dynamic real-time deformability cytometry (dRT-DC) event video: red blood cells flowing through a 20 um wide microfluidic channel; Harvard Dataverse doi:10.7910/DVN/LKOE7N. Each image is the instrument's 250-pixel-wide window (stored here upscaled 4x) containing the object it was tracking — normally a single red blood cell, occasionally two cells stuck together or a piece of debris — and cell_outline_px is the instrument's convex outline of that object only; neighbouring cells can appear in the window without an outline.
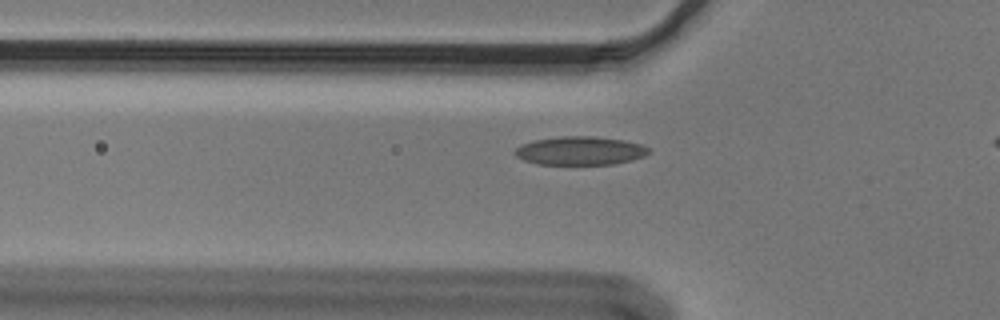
{"species": "Egyptian fruit bat (a non-hibernating species)", "species_latin": "Rousettus aegyptiacus", "temperature_condition": "cold", "stored_images_in_passage": 38, "camera_frame_rate_fps": 3000, "um_per_image_px": 0.085, "animal": {"sex": "male"}, "frame": {"image": 1, "passage_image": 8, "time_ms": 2.333, "image_size_px": [1000, 320], "cell_outline_px": [[652, 152], [644, 156], [632, 160], [612, 164], [536, 164], [524, 160], [516, 156], [512, 152], [520, 144], [532, 140], [560, 136], [592, 136], [624, 140], [640, 144], [652, 148]], "centroid_in_image_um": [49.31, 12.8], "position_along_channel_um": 76.5, "area_um2": 22.48}}
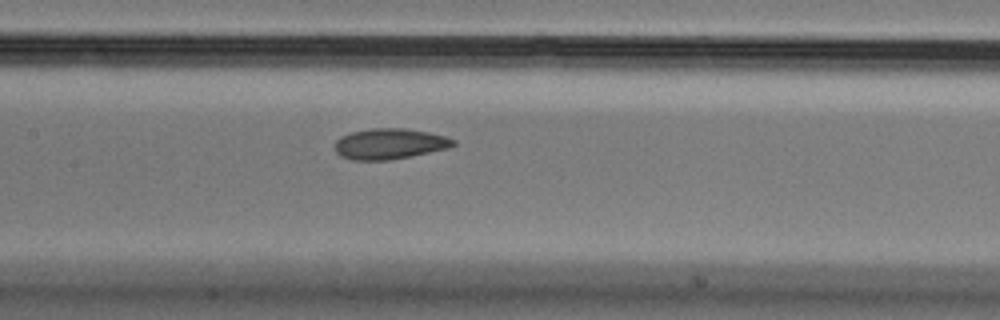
{"frame": {"image": 2, "passage_image": 16, "time_ms": 5.0, "image_size_px": [1000, 320], "cell_outline_px": [[456, 144], [448, 148], [412, 156], [388, 160], [352, 160], [340, 156], [336, 152], [336, 140], [340, 136], [352, 132], [372, 128], [404, 128], [428, 132], [444, 136], [456, 140]], "centroid_in_image_um": [33.11, 12.22], "position_along_channel_um": 174.3, "area_um2": 21.15}}
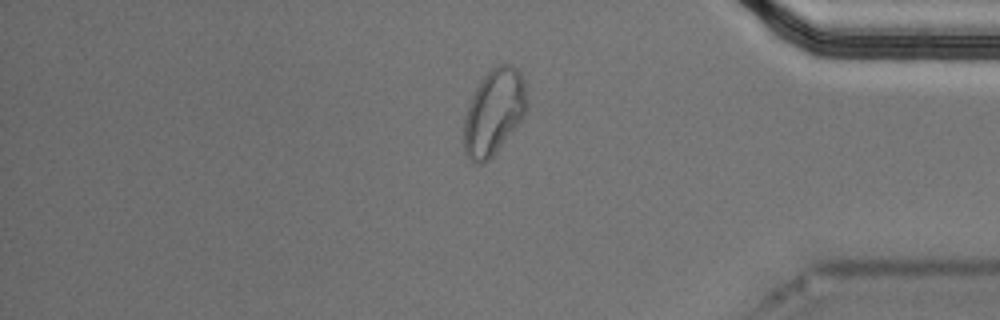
{"frame": {"image": 3, "passage_image": 36, "time_ms": 11.667, "image_size_px": [1000, 320], "cell_outline_px": [[528, 104], [520, 120], [496, 152], [484, 164], [476, 164], [464, 152], [464, 116], [468, 104], [480, 80], [496, 64], [508, 64], [516, 68], [520, 72], [524, 80]], "centroid_in_image_um": [41.97, 9.51], "position_along_channel_um": 393.2, "area_um2": 31.21}}